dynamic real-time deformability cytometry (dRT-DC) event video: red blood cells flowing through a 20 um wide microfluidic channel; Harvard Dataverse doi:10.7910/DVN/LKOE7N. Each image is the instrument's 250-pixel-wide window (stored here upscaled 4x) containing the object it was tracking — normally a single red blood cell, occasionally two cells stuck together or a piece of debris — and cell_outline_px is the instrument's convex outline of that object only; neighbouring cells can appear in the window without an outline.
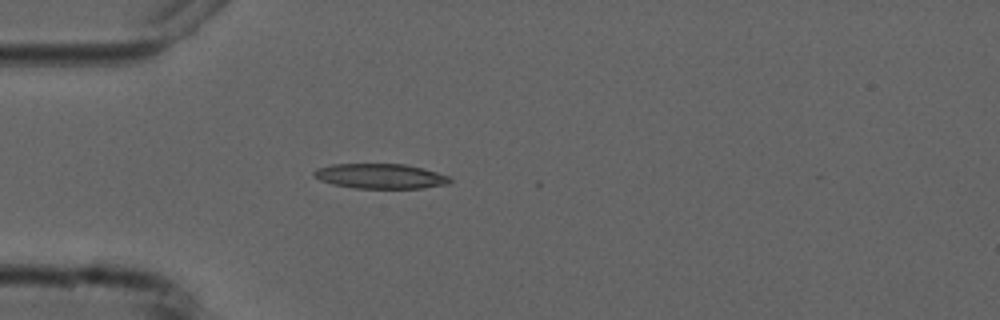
{"species": "common noctule bat (a hibernating species)", "species_latin": "Nyctalus noctula", "temperature_condition": "cold", "stored_images_in_passage": 4, "camera_frame_rate_fps": 3000, "um_per_image_px": 0.085, "animal": {"sex": "male", "forearm_length_mm": 52.5}, "frame": {"image": 1, "passage_image": 4, "time_ms": 3.667, "image_size_px": [1000, 320], "cell_outline_px": [[452, 180], [448, 184], [424, 188], [352, 188], [332, 184], [320, 180], [312, 176], [312, 172], [316, 168], [332, 164], [404, 164], [424, 168], [452, 176]], "centroid_in_image_um": [32.34, 14.97], "position_along_channel_um": 52.7, "area_um2": 20.06}}